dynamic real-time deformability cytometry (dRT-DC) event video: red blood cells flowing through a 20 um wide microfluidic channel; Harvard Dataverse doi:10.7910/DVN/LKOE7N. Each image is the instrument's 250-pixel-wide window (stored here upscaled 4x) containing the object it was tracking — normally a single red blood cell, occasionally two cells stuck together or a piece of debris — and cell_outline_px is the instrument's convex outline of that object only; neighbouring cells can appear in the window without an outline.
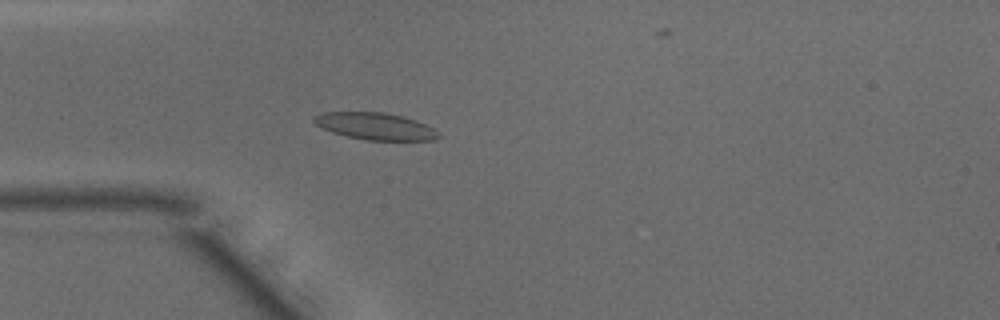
{"species": "common noctule bat (a hibernating species)", "species_latin": "Nyctalus noctula", "temperature_condition": "warm", "stored_images_in_passage": 48, "camera_frame_rate_fps": 3000, "um_per_image_px": 0.085, "animal": {"sex": "male", "body_mass_g": 15.6}, "frame": {"image": 1, "passage_image": 13, "time_ms": 4.0, "image_size_px": [1000, 320], "cell_outline_px": [[440, 136], [436, 140], [368, 140], [348, 136], [332, 132], [316, 124], [312, 120], [312, 116], [324, 112], [384, 112], [404, 116], [416, 120], [440, 132]], "centroid_in_image_um": [31.91, 10.72], "position_along_channel_um": 53.1, "area_um2": 19.54}}
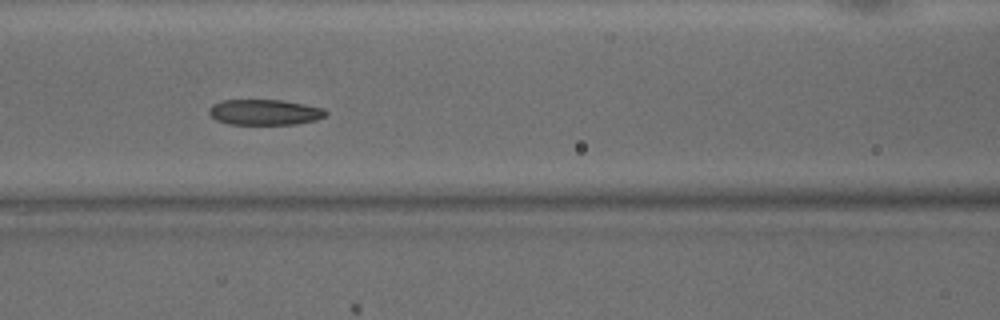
{"frame": {"image": 2, "passage_image": 20, "time_ms": 6.333, "image_size_px": [1000, 320], "cell_outline_px": [[328, 112], [324, 116], [316, 120], [296, 124], [228, 124], [216, 120], [208, 112], [208, 108], [212, 104], [220, 100], [280, 100], [304, 104], [324, 108]], "centroid_in_image_um": [22.47, 9.53], "position_along_channel_um": 144.1, "area_um2": 17.46}}
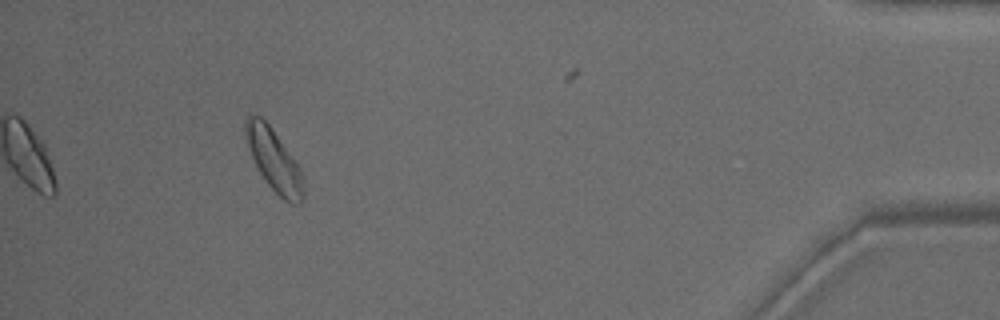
{"frame": {"image": 3, "passage_image": 44, "time_ms": 14.333, "image_size_px": [1000, 320], "cell_outline_px": [[304, 200], [300, 204], [292, 204], [284, 200], [268, 184], [260, 172], [252, 156], [244, 132], [244, 120], [248, 112], [260, 116], [272, 128], [300, 168], [304, 192]], "centroid_in_image_um": [23.27, 13.58], "position_along_channel_um": 411.9, "area_um2": 20.63}, "authors_computed_cell_mechanics": {"area_um2": 19.4208, "velocity_mm_per_s": 4.1417, "shape_relaxation_time_tau1_ms": 3.6973, "shape_relaxation_time_tau2_ms": 5.2163, "deformation_change_tau1": 0.111, "deformation_change_tau2": 0.1092}}